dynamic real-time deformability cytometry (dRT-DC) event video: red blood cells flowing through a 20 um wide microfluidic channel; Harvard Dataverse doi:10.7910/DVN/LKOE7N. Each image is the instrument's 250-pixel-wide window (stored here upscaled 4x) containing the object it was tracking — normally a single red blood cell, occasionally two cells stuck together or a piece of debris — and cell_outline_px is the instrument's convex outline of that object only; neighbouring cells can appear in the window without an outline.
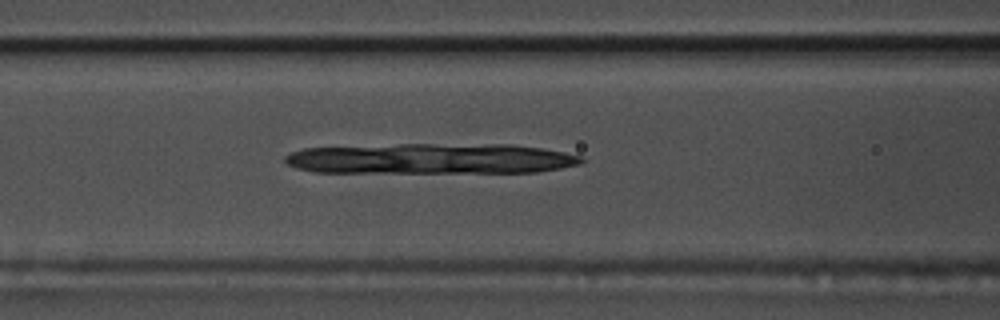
{"species": "common noctule bat (a hibernating species)", "species_latin": "Nyctalus noctula", "temperature_condition": "warm", "stored_images_in_passage": 17, "camera_frame_rate_fps": 3000, "um_per_image_px": 0.085, "animal": {"sex": "male", "body_mass_g": 17.5, "forearm_length_mm": 52.3}, "frame": {"image": 1, "passage_image": 15, "time_ms": 4.667, "image_size_px": [1000, 320], "cell_outline_px": [[576, 160], [568, 164], [548, 168], [512, 172], [500, 172], [424, 168], [432, 148], [524, 148], [552, 152], [568, 156]], "centroid_in_image_um": [42.04, 13.55], "position_along_channel_um": 124.6, "area_um2": 21.04}}